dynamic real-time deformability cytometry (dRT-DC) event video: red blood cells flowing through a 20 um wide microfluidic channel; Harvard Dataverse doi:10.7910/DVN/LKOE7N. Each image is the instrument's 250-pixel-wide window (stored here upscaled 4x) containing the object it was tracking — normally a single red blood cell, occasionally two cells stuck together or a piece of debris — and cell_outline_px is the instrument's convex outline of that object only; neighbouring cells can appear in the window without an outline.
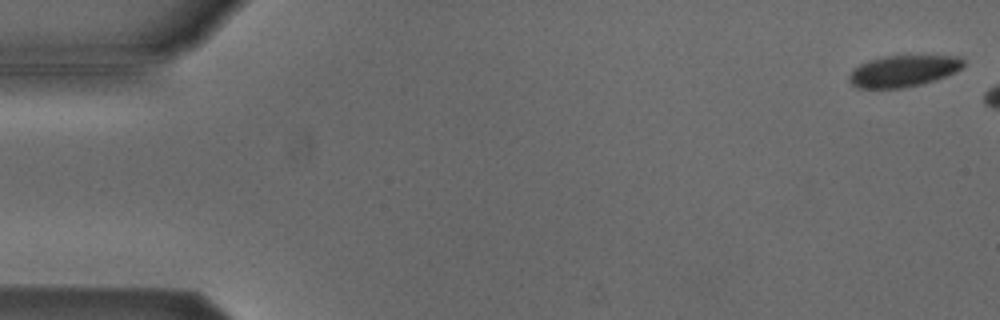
{"species": "Egyptian fruit bat (a non-hibernating species)", "species_latin": "Rousettus aegyptiacus", "temperature_condition": "cold", "stored_images_in_passage": 6, "camera_frame_rate_fps": 3000, "um_per_image_px": 0.085, "animal": {"sex": "male"}, "frame": {"image": 1, "passage_image": 1, "time_ms": 0.0, "image_size_px": [1000, 320], "cell_outline_px": [[964, 64], [956, 72], [936, 80], [920, 84], [900, 88], [856, 88], [848, 80], [848, 76], [852, 68], [868, 60], [880, 56], [964, 56]], "centroid_in_image_um": [76.75, 6.03], "position_along_channel_um": 8.2, "area_um2": 21.15}}